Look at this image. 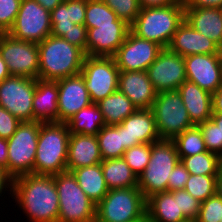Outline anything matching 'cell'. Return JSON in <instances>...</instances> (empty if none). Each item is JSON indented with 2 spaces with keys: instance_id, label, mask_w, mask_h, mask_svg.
<instances>
[{
  "instance_id": "6da1fadb",
  "label": "cell",
  "mask_w": 222,
  "mask_h": 222,
  "mask_svg": "<svg viewBox=\"0 0 222 222\" xmlns=\"http://www.w3.org/2000/svg\"><path fill=\"white\" fill-rule=\"evenodd\" d=\"M12 194L31 222H58L59 198L54 175L16 177Z\"/></svg>"
},
{
  "instance_id": "7a4b0ae2",
  "label": "cell",
  "mask_w": 222,
  "mask_h": 222,
  "mask_svg": "<svg viewBox=\"0 0 222 222\" xmlns=\"http://www.w3.org/2000/svg\"><path fill=\"white\" fill-rule=\"evenodd\" d=\"M38 50L41 80L56 81L80 74L86 57L81 48L54 35L38 43Z\"/></svg>"
},
{
  "instance_id": "3957f363",
  "label": "cell",
  "mask_w": 222,
  "mask_h": 222,
  "mask_svg": "<svg viewBox=\"0 0 222 222\" xmlns=\"http://www.w3.org/2000/svg\"><path fill=\"white\" fill-rule=\"evenodd\" d=\"M69 138L70 132L66 123H41L34 174L56 175L67 171Z\"/></svg>"
},
{
  "instance_id": "277c9868",
  "label": "cell",
  "mask_w": 222,
  "mask_h": 222,
  "mask_svg": "<svg viewBox=\"0 0 222 222\" xmlns=\"http://www.w3.org/2000/svg\"><path fill=\"white\" fill-rule=\"evenodd\" d=\"M185 19L182 0L165 7L141 8L130 31L136 36L167 48L174 33Z\"/></svg>"
},
{
  "instance_id": "5b68a950",
  "label": "cell",
  "mask_w": 222,
  "mask_h": 222,
  "mask_svg": "<svg viewBox=\"0 0 222 222\" xmlns=\"http://www.w3.org/2000/svg\"><path fill=\"white\" fill-rule=\"evenodd\" d=\"M146 220V199L138 187L111 189L96 205L95 222Z\"/></svg>"
},
{
  "instance_id": "8992f818",
  "label": "cell",
  "mask_w": 222,
  "mask_h": 222,
  "mask_svg": "<svg viewBox=\"0 0 222 222\" xmlns=\"http://www.w3.org/2000/svg\"><path fill=\"white\" fill-rule=\"evenodd\" d=\"M179 162L180 158L172 140L151 143L149 164L138 177V188L145 199L167 191L169 174Z\"/></svg>"
},
{
  "instance_id": "52a82bcc",
  "label": "cell",
  "mask_w": 222,
  "mask_h": 222,
  "mask_svg": "<svg viewBox=\"0 0 222 222\" xmlns=\"http://www.w3.org/2000/svg\"><path fill=\"white\" fill-rule=\"evenodd\" d=\"M59 198L58 222H95L96 204L80 188L72 172L54 175Z\"/></svg>"
},
{
  "instance_id": "ba28073f",
  "label": "cell",
  "mask_w": 222,
  "mask_h": 222,
  "mask_svg": "<svg viewBox=\"0 0 222 222\" xmlns=\"http://www.w3.org/2000/svg\"><path fill=\"white\" fill-rule=\"evenodd\" d=\"M42 122H20L14 134L7 139V171L13 177L34 174L39 130Z\"/></svg>"
},
{
  "instance_id": "9c48e42d",
  "label": "cell",
  "mask_w": 222,
  "mask_h": 222,
  "mask_svg": "<svg viewBox=\"0 0 222 222\" xmlns=\"http://www.w3.org/2000/svg\"><path fill=\"white\" fill-rule=\"evenodd\" d=\"M151 110L161 140H173L194 126L177 90L157 93Z\"/></svg>"
},
{
  "instance_id": "30bf717a",
  "label": "cell",
  "mask_w": 222,
  "mask_h": 222,
  "mask_svg": "<svg viewBox=\"0 0 222 222\" xmlns=\"http://www.w3.org/2000/svg\"><path fill=\"white\" fill-rule=\"evenodd\" d=\"M119 73L114 57L86 55L80 74L92 103L96 104L118 90Z\"/></svg>"
},
{
  "instance_id": "8fae6325",
  "label": "cell",
  "mask_w": 222,
  "mask_h": 222,
  "mask_svg": "<svg viewBox=\"0 0 222 222\" xmlns=\"http://www.w3.org/2000/svg\"><path fill=\"white\" fill-rule=\"evenodd\" d=\"M0 54L5 60L11 76L38 79V44L12 38L8 33H0Z\"/></svg>"
},
{
  "instance_id": "7c38bea8",
  "label": "cell",
  "mask_w": 222,
  "mask_h": 222,
  "mask_svg": "<svg viewBox=\"0 0 222 222\" xmlns=\"http://www.w3.org/2000/svg\"><path fill=\"white\" fill-rule=\"evenodd\" d=\"M8 34L17 40L40 43L51 35V15L35 0H22Z\"/></svg>"
},
{
  "instance_id": "4fadbf2b",
  "label": "cell",
  "mask_w": 222,
  "mask_h": 222,
  "mask_svg": "<svg viewBox=\"0 0 222 222\" xmlns=\"http://www.w3.org/2000/svg\"><path fill=\"white\" fill-rule=\"evenodd\" d=\"M36 79L10 76L0 82V106L21 122L33 121Z\"/></svg>"
},
{
  "instance_id": "5bb4252c",
  "label": "cell",
  "mask_w": 222,
  "mask_h": 222,
  "mask_svg": "<svg viewBox=\"0 0 222 222\" xmlns=\"http://www.w3.org/2000/svg\"><path fill=\"white\" fill-rule=\"evenodd\" d=\"M147 74L157 93L177 90L187 80L184 57L163 48Z\"/></svg>"
},
{
  "instance_id": "9a60e30c",
  "label": "cell",
  "mask_w": 222,
  "mask_h": 222,
  "mask_svg": "<svg viewBox=\"0 0 222 222\" xmlns=\"http://www.w3.org/2000/svg\"><path fill=\"white\" fill-rule=\"evenodd\" d=\"M162 49L157 43L129 31L113 57L120 71H147Z\"/></svg>"
},
{
  "instance_id": "2e32d148",
  "label": "cell",
  "mask_w": 222,
  "mask_h": 222,
  "mask_svg": "<svg viewBox=\"0 0 222 222\" xmlns=\"http://www.w3.org/2000/svg\"><path fill=\"white\" fill-rule=\"evenodd\" d=\"M187 81L211 94L222 86V54H196L184 57Z\"/></svg>"
},
{
  "instance_id": "e0dca14e",
  "label": "cell",
  "mask_w": 222,
  "mask_h": 222,
  "mask_svg": "<svg viewBox=\"0 0 222 222\" xmlns=\"http://www.w3.org/2000/svg\"><path fill=\"white\" fill-rule=\"evenodd\" d=\"M130 31L126 22L96 25L87 28L86 55L113 57Z\"/></svg>"
},
{
  "instance_id": "ac0fdd59",
  "label": "cell",
  "mask_w": 222,
  "mask_h": 222,
  "mask_svg": "<svg viewBox=\"0 0 222 222\" xmlns=\"http://www.w3.org/2000/svg\"><path fill=\"white\" fill-rule=\"evenodd\" d=\"M58 86V122L66 123L81 109L92 104L81 74L62 78Z\"/></svg>"
},
{
  "instance_id": "d6986e66",
  "label": "cell",
  "mask_w": 222,
  "mask_h": 222,
  "mask_svg": "<svg viewBox=\"0 0 222 222\" xmlns=\"http://www.w3.org/2000/svg\"><path fill=\"white\" fill-rule=\"evenodd\" d=\"M123 126L124 148L138 144H151L160 141L151 109H137L121 123Z\"/></svg>"
},
{
  "instance_id": "ffe728a7",
  "label": "cell",
  "mask_w": 222,
  "mask_h": 222,
  "mask_svg": "<svg viewBox=\"0 0 222 222\" xmlns=\"http://www.w3.org/2000/svg\"><path fill=\"white\" fill-rule=\"evenodd\" d=\"M167 48L183 57L196 54H222L215 42L197 32L185 20L177 28Z\"/></svg>"
},
{
  "instance_id": "44dd1931",
  "label": "cell",
  "mask_w": 222,
  "mask_h": 222,
  "mask_svg": "<svg viewBox=\"0 0 222 222\" xmlns=\"http://www.w3.org/2000/svg\"><path fill=\"white\" fill-rule=\"evenodd\" d=\"M118 90L124 93L137 109H151L157 95L147 71H120Z\"/></svg>"
},
{
  "instance_id": "7402d4cb",
  "label": "cell",
  "mask_w": 222,
  "mask_h": 222,
  "mask_svg": "<svg viewBox=\"0 0 222 222\" xmlns=\"http://www.w3.org/2000/svg\"><path fill=\"white\" fill-rule=\"evenodd\" d=\"M101 162L102 156L96 135L70 134L67 155L68 172Z\"/></svg>"
},
{
  "instance_id": "603a6c76",
  "label": "cell",
  "mask_w": 222,
  "mask_h": 222,
  "mask_svg": "<svg viewBox=\"0 0 222 222\" xmlns=\"http://www.w3.org/2000/svg\"><path fill=\"white\" fill-rule=\"evenodd\" d=\"M177 91L180 93L189 118L194 125L210 119L213 113L212 94L210 92L187 80Z\"/></svg>"
},
{
  "instance_id": "cb8c5ba5",
  "label": "cell",
  "mask_w": 222,
  "mask_h": 222,
  "mask_svg": "<svg viewBox=\"0 0 222 222\" xmlns=\"http://www.w3.org/2000/svg\"><path fill=\"white\" fill-rule=\"evenodd\" d=\"M33 121L58 122L57 81L36 79L33 97Z\"/></svg>"
},
{
  "instance_id": "d4e9b609",
  "label": "cell",
  "mask_w": 222,
  "mask_h": 222,
  "mask_svg": "<svg viewBox=\"0 0 222 222\" xmlns=\"http://www.w3.org/2000/svg\"><path fill=\"white\" fill-rule=\"evenodd\" d=\"M147 222H185L179 210L178 190L153 194L146 199Z\"/></svg>"
},
{
  "instance_id": "484cf974",
  "label": "cell",
  "mask_w": 222,
  "mask_h": 222,
  "mask_svg": "<svg viewBox=\"0 0 222 222\" xmlns=\"http://www.w3.org/2000/svg\"><path fill=\"white\" fill-rule=\"evenodd\" d=\"M197 32L215 42L221 50L222 9L185 8V19Z\"/></svg>"
},
{
  "instance_id": "4316f807",
  "label": "cell",
  "mask_w": 222,
  "mask_h": 222,
  "mask_svg": "<svg viewBox=\"0 0 222 222\" xmlns=\"http://www.w3.org/2000/svg\"><path fill=\"white\" fill-rule=\"evenodd\" d=\"M87 0L63 1L51 12V35L63 37L75 24L84 25Z\"/></svg>"
},
{
  "instance_id": "83f0119b",
  "label": "cell",
  "mask_w": 222,
  "mask_h": 222,
  "mask_svg": "<svg viewBox=\"0 0 222 222\" xmlns=\"http://www.w3.org/2000/svg\"><path fill=\"white\" fill-rule=\"evenodd\" d=\"M78 185L85 194L97 205L108 193L101 163L80 167L71 171Z\"/></svg>"
},
{
  "instance_id": "f1b7e54d",
  "label": "cell",
  "mask_w": 222,
  "mask_h": 222,
  "mask_svg": "<svg viewBox=\"0 0 222 222\" xmlns=\"http://www.w3.org/2000/svg\"><path fill=\"white\" fill-rule=\"evenodd\" d=\"M96 104L102 113L105 125L121 124L124 119L137 110L131 100L119 90Z\"/></svg>"
},
{
  "instance_id": "f546056e",
  "label": "cell",
  "mask_w": 222,
  "mask_h": 222,
  "mask_svg": "<svg viewBox=\"0 0 222 222\" xmlns=\"http://www.w3.org/2000/svg\"><path fill=\"white\" fill-rule=\"evenodd\" d=\"M101 166L109 190L138 187L137 176L122 157L102 160Z\"/></svg>"
},
{
  "instance_id": "4dcf8cb0",
  "label": "cell",
  "mask_w": 222,
  "mask_h": 222,
  "mask_svg": "<svg viewBox=\"0 0 222 222\" xmlns=\"http://www.w3.org/2000/svg\"><path fill=\"white\" fill-rule=\"evenodd\" d=\"M70 134L97 135L105 122L97 104L81 109L66 122Z\"/></svg>"
},
{
  "instance_id": "1f68e13d",
  "label": "cell",
  "mask_w": 222,
  "mask_h": 222,
  "mask_svg": "<svg viewBox=\"0 0 222 222\" xmlns=\"http://www.w3.org/2000/svg\"><path fill=\"white\" fill-rule=\"evenodd\" d=\"M102 160L121 158L125 152L123 126L105 125L97 133Z\"/></svg>"
},
{
  "instance_id": "d6a6232c",
  "label": "cell",
  "mask_w": 222,
  "mask_h": 222,
  "mask_svg": "<svg viewBox=\"0 0 222 222\" xmlns=\"http://www.w3.org/2000/svg\"><path fill=\"white\" fill-rule=\"evenodd\" d=\"M180 162L191 175H218L222 158L211 151L180 158Z\"/></svg>"
},
{
  "instance_id": "836d02e7",
  "label": "cell",
  "mask_w": 222,
  "mask_h": 222,
  "mask_svg": "<svg viewBox=\"0 0 222 222\" xmlns=\"http://www.w3.org/2000/svg\"><path fill=\"white\" fill-rule=\"evenodd\" d=\"M176 146L179 158L190 157L208 151L197 125L186 129L172 140Z\"/></svg>"
},
{
  "instance_id": "e575fe53",
  "label": "cell",
  "mask_w": 222,
  "mask_h": 222,
  "mask_svg": "<svg viewBox=\"0 0 222 222\" xmlns=\"http://www.w3.org/2000/svg\"><path fill=\"white\" fill-rule=\"evenodd\" d=\"M125 22L102 0H87L84 25L86 28H96V25Z\"/></svg>"
},
{
  "instance_id": "d590c367",
  "label": "cell",
  "mask_w": 222,
  "mask_h": 222,
  "mask_svg": "<svg viewBox=\"0 0 222 222\" xmlns=\"http://www.w3.org/2000/svg\"><path fill=\"white\" fill-rule=\"evenodd\" d=\"M197 126L200 128L207 150L222 158V114L212 113L209 120Z\"/></svg>"
},
{
  "instance_id": "8d00e7d4",
  "label": "cell",
  "mask_w": 222,
  "mask_h": 222,
  "mask_svg": "<svg viewBox=\"0 0 222 222\" xmlns=\"http://www.w3.org/2000/svg\"><path fill=\"white\" fill-rule=\"evenodd\" d=\"M217 175H191L187 180L184 190L200 202L216 193Z\"/></svg>"
},
{
  "instance_id": "74e56055",
  "label": "cell",
  "mask_w": 222,
  "mask_h": 222,
  "mask_svg": "<svg viewBox=\"0 0 222 222\" xmlns=\"http://www.w3.org/2000/svg\"><path fill=\"white\" fill-rule=\"evenodd\" d=\"M150 156L151 144H138L126 149L122 158L138 178L149 164Z\"/></svg>"
},
{
  "instance_id": "f35d334b",
  "label": "cell",
  "mask_w": 222,
  "mask_h": 222,
  "mask_svg": "<svg viewBox=\"0 0 222 222\" xmlns=\"http://www.w3.org/2000/svg\"><path fill=\"white\" fill-rule=\"evenodd\" d=\"M118 16L119 19L131 25L140 12L138 0H102Z\"/></svg>"
},
{
  "instance_id": "ab89813d",
  "label": "cell",
  "mask_w": 222,
  "mask_h": 222,
  "mask_svg": "<svg viewBox=\"0 0 222 222\" xmlns=\"http://www.w3.org/2000/svg\"><path fill=\"white\" fill-rule=\"evenodd\" d=\"M222 218V199L215 193L201 202L196 222H220Z\"/></svg>"
},
{
  "instance_id": "60d3db41",
  "label": "cell",
  "mask_w": 222,
  "mask_h": 222,
  "mask_svg": "<svg viewBox=\"0 0 222 222\" xmlns=\"http://www.w3.org/2000/svg\"><path fill=\"white\" fill-rule=\"evenodd\" d=\"M22 0H0V33H8L13 27Z\"/></svg>"
},
{
  "instance_id": "b9f144b4",
  "label": "cell",
  "mask_w": 222,
  "mask_h": 222,
  "mask_svg": "<svg viewBox=\"0 0 222 222\" xmlns=\"http://www.w3.org/2000/svg\"><path fill=\"white\" fill-rule=\"evenodd\" d=\"M179 210L183 213L187 220H194L199 216L201 202L191 196L184 189L178 190Z\"/></svg>"
},
{
  "instance_id": "7bdbcfd3",
  "label": "cell",
  "mask_w": 222,
  "mask_h": 222,
  "mask_svg": "<svg viewBox=\"0 0 222 222\" xmlns=\"http://www.w3.org/2000/svg\"><path fill=\"white\" fill-rule=\"evenodd\" d=\"M190 173L179 162L173 169L172 173L169 174L167 191L172 192L185 188L187 180L189 179Z\"/></svg>"
},
{
  "instance_id": "ee69618b",
  "label": "cell",
  "mask_w": 222,
  "mask_h": 222,
  "mask_svg": "<svg viewBox=\"0 0 222 222\" xmlns=\"http://www.w3.org/2000/svg\"><path fill=\"white\" fill-rule=\"evenodd\" d=\"M21 121L0 106V138L9 139Z\"/></svg>"
},
{
  "instance_id": "f6af8a7d",
  "label": "cell",
  "mask_w": 222,
  "mask_h": 222,
  "mask_svg": "<svg viewBox=\"0 0 222 222\" xmlns=\"http://www.w3.org/2000/svg\"><path fill=\"white\" fill-rule=\"evenodd\" d=\"M62 38L70 44L81 48L86 54L87 28L85 25L75 24Z\"/></svg>"
},
{
  "instance_id": "bcb514c9",
  "label": "cell",
  "mask_w": 222,
  "mask_h": 222,
  "mask_svg": "<svg viewBox=\"0 0 222 222\" xmlns=\"http://www.w3.org/2000/svg\"><path fill=\"white\" fill-rule=\"evenodd\" d=\"M184 8H221L222 0H182Z\"/></svg>"
},
{
  "instance_id": "7dc6e473",
  "label": "cell",
  "mask_w": 222,
  "mask_h": 222,
  "mask_svg": "<svg viewBox=\"0 0 222 222\" xmlns=\"http://www.w3.org/2000/svg\"><path fill=\"white\" fill-rule=\"evenodd\" d=\"M181 0H138L140 8L165 7L178 4Z\"/></svg>"
},
{
  "instance_id": "c3c4849f",
  "label": "cell",
  "mask_w": 222,
  "mask_h": 222,
  "mask_svg": "<svg viewBox=\"0 0 222 222\" xmlns=\"http://www.w3.org/2000/svg\"><path fill=\"white\" fill-rule=\"evenodd\" d=\"M13 181L14 178L8 173L7 169L0 167V196L2 194L3 188L6 189L8 186L10 192H13Z\"/></svg>"
},
{
  "instance_id": "681fc988",
  "label": "cell",
  "mask_w": 222,
  "mask_h": 222,
  "mask_svg": "<svg viewBox=\"0 0 222 222\" xmlns=\"http://www.w3.org/2000/svg\"><path fill=\"white\" fill-rule=\"evenodd\" d=\"M213 113L222 114V86L212 94Z\"/></svg>"
},
{
  "instance_id": "f907efd6",
  "label": "cell",
  "mask_w": 222,
  "mask_h": 222,
  "mask_svg": "<svg viewBox=\"0 0 222 222\" xmlns=\"http://www.w3.org/2000/svg\"><path fill=\"white\" fill-rule=\"evenodd\" d=\"M8 143L7 139L0 138V167L7 169V154Z\"/></svg>"
},
{
  "instance_id": "816d5d0a",
  "label": "cell",
  "mask_w": 222,
  "mask_h": 222,
  "mask_svg": "<svg viewBox=\"0 0 222 222\" xmlns=\"http://www.w3.org/2000/svg\"><path fill=\"white\" fill-rule=\"evenodd\" d=\"M40 5H42L47 11L51 12L55 7H57L63 0H35Z\"/></svg>"
},
{
  "instance_id": "f5cc1de1",
  "label": "cell",
  "mask_w": 222,
  "mask_h": 222,
  "mask_svg": "<svg viewBox=\"0 0 222 222\" xmlns=\"http://www.w3.org/2000/svg\"><path fill=\"white\" fill-rule=\"evenodd\" d=\"M10 76L11 74L8 70L7 64L0 54V82H2L5 78H8Z\"/></svg>"
},
{
  "instance_id": "db71d44e",
  "label": "cell",
  "mask_w": 222,
  "mask_h": 222,
  "mask_svg": "<svg viewBox=\"0 0 222 222\" xmlns=\"http://www.w3.org/2000/svg\"><path fill=\"white\" fill-rule=\"evenodd\" d=\"M216 194L222 199V166L219 169L216 177Z\"/></svg>"
},
{
  "instance_id": "11a10c76",
  "label": "cell",
  "mask_w": 222,
  "mask_h": 222,
  "mask_svg": "<svg viewBox=\"0 0 222 222\" xmlns=\"http://www.w3.org/2000/svg\"><path fill=\"white\" fill-rule=\"evenodd\" d=\"M185 222H196V221H194V220H187V221H185Z\"/></svg>"
}]
</instances>
